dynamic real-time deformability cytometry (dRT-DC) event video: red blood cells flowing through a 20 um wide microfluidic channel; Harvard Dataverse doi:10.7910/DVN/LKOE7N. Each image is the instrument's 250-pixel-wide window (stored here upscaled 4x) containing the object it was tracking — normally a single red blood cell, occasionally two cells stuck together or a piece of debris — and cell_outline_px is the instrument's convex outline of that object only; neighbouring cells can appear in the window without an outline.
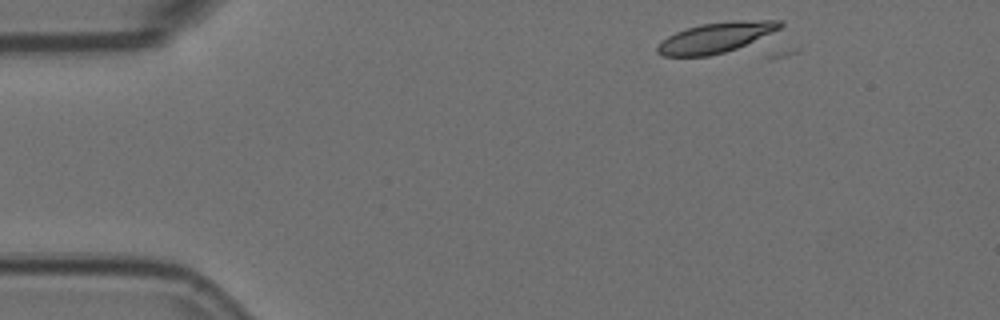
{"species": "Egyptian fruit bat (a non-hibernating species)", "species_latin": "Rousettus aegyptiacus", "temperature_condition": "room temperature", "stored_images_in_passage": 2, "camera_frame_rate_fps": 3000, "um_per_image_px": 0.085, "animal": {"sex": "female"}, "frame": {"image": 1, "passage_image": 1, "time_ms": 0.0, "image_size_px": [1000, 320], "cell_outline_px": [[784, 24], [780, 28], [736, 48], [724, 52], [708, 56], [664, 56], [656, 52], [656, 48], [668, 36], [676, 32], [700, 24], [732, 20], [784, 20]], "centroid_in_image_um": [60.84, 3.17], "position_along_channel_um": 24.2, "area_um2": 21.27}}